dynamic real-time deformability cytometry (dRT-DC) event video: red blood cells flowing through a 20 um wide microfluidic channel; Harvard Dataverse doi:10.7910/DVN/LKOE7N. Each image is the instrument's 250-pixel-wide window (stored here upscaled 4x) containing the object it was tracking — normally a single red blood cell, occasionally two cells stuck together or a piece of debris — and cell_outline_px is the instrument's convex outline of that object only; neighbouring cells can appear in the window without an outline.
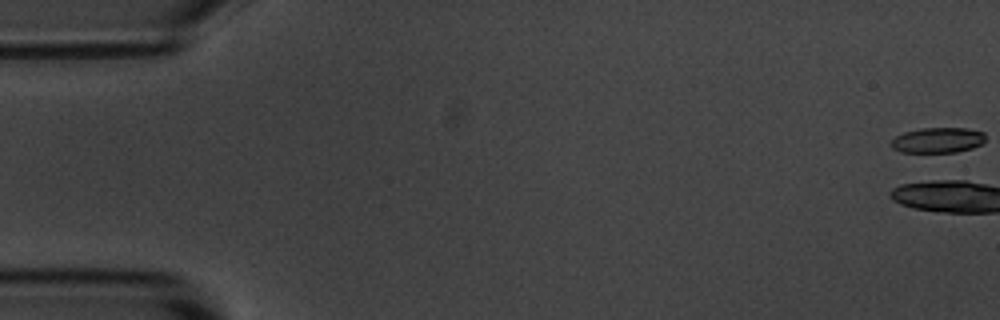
{"species": "common noctule bat (a hibernating species)", "species_latin": "Nyctalus noctula", "temperature_condition": "room temperature", "stored_images_in_passage": 2, "camera_frame_rate_fps": 3000, "um_per_image_px": 0.085, "animal": {"sex": "male", "body_mass_g": 20.1, "forearm_length_mm": 53.5}, "frame": {"image": 1, "passage_image": 1, "time_ms": 0.0, "image_size_px": [1000, 320], "cell_outline_px": [[984, 140], [980, 144], [972, 148], [956, 152], [900, 152], [892, 148], [888, 144], [896, 136], [904, 132], [920, 128], [968, 128], [984, 132]], "centroid_in_image_um": [79.67, 11.91], "position_along_channel_um": 5.3, "area_um2": 13.99}}